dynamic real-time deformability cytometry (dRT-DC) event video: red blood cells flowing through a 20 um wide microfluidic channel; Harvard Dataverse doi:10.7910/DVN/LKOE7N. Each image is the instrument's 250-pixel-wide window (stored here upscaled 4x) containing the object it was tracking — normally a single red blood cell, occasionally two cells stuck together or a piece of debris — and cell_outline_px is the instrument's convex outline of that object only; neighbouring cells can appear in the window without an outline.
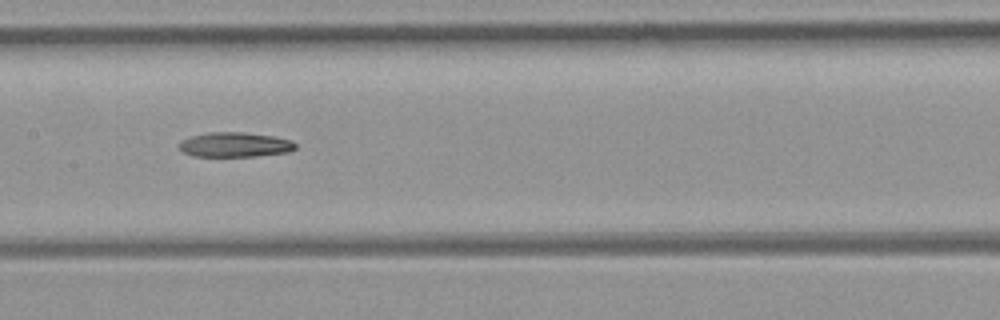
{"species": "common noctule bat (a hibernating species)", "species_latin": "Nyctalus noctula", "temperature_condition": "room temperature", "stored_images_in_passage": 36, "camera_frame_rate_fps": 3000, "um_per_image_px": 0.085, "animal": {"sex": "female", "body_mass_g": 21.9}, "frame": {"image": 1, "passage_image": 11, "time_ms": 3.333, "image_size_px": [1000, 320], "cell_outline_px": [[296, 148], [292, 152], [256, 156], [192, 156], [184, 152], [180, 148], [180, 140], [192, 136], [212, 132], [240, 132], [272, 136], [292, 140], [296, 144]], "centroid_in_image_um": [20.01, 12.3], "position_along_channel_um": 187.4, "area_um2": 16.7}}